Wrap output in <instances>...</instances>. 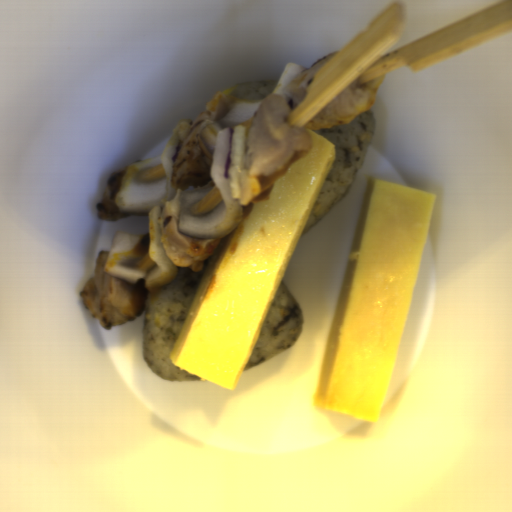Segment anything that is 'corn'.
Returning a JSON list of instances; mask_svg holds the SVG:
<instances>
[{
	"label": "corn",
	"mask_w": 512,
	"mask_h": 512,
	"mask_svg": "<svg viewBox=\"0 0 512 512\" xmlns=\"http://www.w3.org/2000/svg\"><path fill=\"white\" fill-rule=\"evenodd\" d=\"M239 85L237 84H232L228 87H225L223 88L222 92L221 93H228V94H234V92L236 91V89L238 88Z\"/></svg>",
	"instance_id": "51d56268"
}]
</instances>
